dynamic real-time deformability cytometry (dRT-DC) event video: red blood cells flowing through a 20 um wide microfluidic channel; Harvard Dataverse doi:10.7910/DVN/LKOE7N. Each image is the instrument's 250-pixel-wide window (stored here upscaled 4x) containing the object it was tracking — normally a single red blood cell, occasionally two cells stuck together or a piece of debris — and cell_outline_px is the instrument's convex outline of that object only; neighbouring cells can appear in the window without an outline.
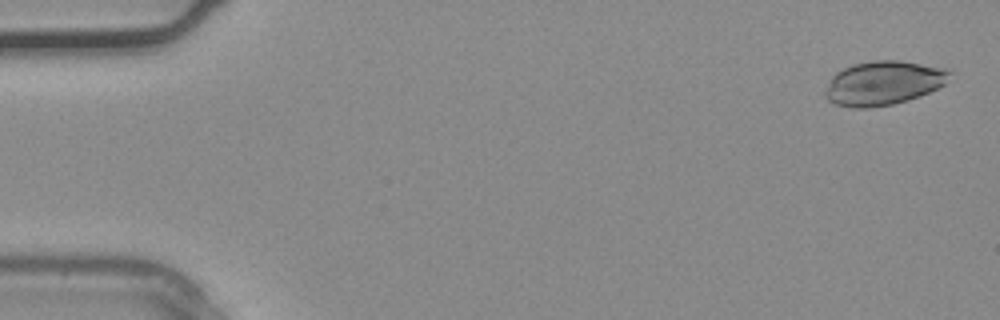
{"species": "common noctule bat (a hibernating species)", "species_latin": "Nyctalus noctula", "temperature_condition": "warm", "stored_images_in_passage": 35, "camera_frame_rate_fps": 3000, "um_per_image_px": 0.085, "animal": {"sex": "male", "body_mass_g": 20.4}, "frame": {"image": 1, "passage_image": 1, "time_ms": 0.0, "image_size_px": [1000, 320], "cell_outline_px": [[952, 72], [944, 84], [920, 96], [892, 104], [868, 108], [852, 108], [836, 104], [828, 100], [824, 96], [824, 92], [832, 76], [836, 72], [852, 64], [872, 60], [900, 60], [948, 68]], "centroid_in_image_um": [75.08, 7.04], "position_along_channel_um": 9.9, "area_um2": 32.02}}
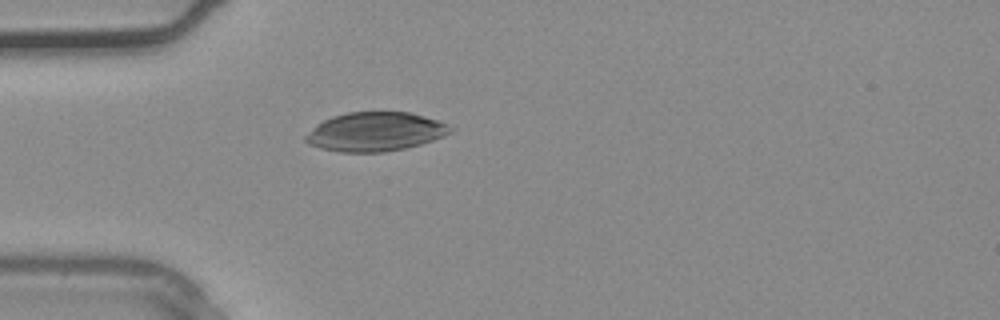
{"frame": {"image": 2, "passage_image": 10, "time_ms": 3.0, "image_size_px": [1000, 320], "cell_outline_px": [[456, 128], [452, 132], [444, 136], [420, 144], [404, 148], [384, 152], [340, 152], [320, 148], [308, 144], [304, 140], [304, 136], [316, 124], [332, 116], [348, 112], [412, 112], [448, 124]], "centroid_in_image_um": [31.89, 11.19], "position_along_channel_um": 53.1, "area_um2": 33.0}}
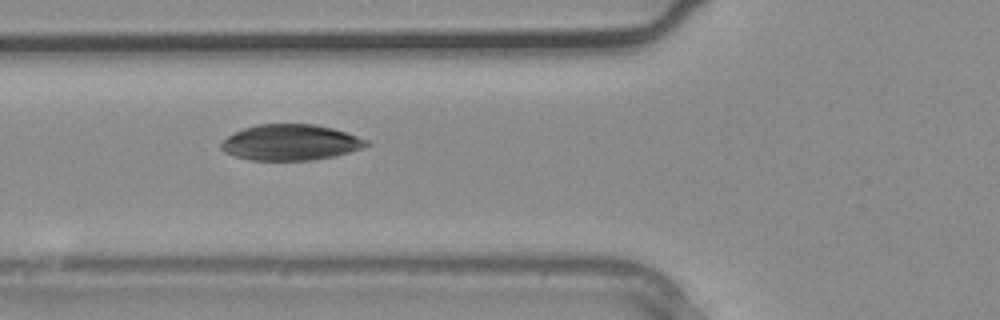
{"frame": {"image": 3, "passage_image": 13, "time_ms": 4.0, "image_size_px": [1000, 320], "cell_outline_px": [[372, 144], [364, 148], [332, 156], [312, 160], [248, 160], [224, 152], [220, 148], [220, 144], [228, 136], [244, 128], [256, 124], [312, 124], [332, 128], [368, 140]], "centroid_in_image_um": [24.69, 12.11], "position_along_channel_um": 101.1, "area_um2": 30.17}}